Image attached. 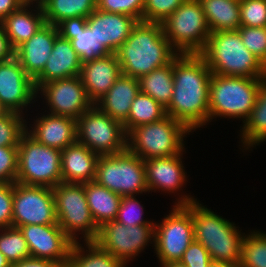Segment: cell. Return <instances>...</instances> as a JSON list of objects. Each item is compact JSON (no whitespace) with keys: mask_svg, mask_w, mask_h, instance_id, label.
<instances>
[{"mask_svg":"<svg viewBox=\"0 0 266 267\" xmlns=\"http://www.w3.org/2000/svg\"><path fill=\"white\" fill-rule=\"evenodd\" d=\"M180 261L188 267H209L212 259L204 246L194 240L185 250Z\"/></svg>","mask_w":266,"mask_h":267,"instance_id":"f6af8a7d","label":"cell"},{"mask_svg":"<svg viewBox=\"0 0 266 267\" xmlns=\"http://www.w3.org/2000/svg\"><path fill=\"white\" fill-rule=\"evenodd\" d=\"M33 130L26 132L36 141L63 150L77 141L76 120L67 116L47 114L34 123Z\"/></svg>","mask_w":266,"mask_h":267,"instance_id":"7402d4cb","label":"cell"},{"mask_svg":"<svg viewBox=\"0 0 266 267\" xmlns=\"http://www.w3.org/2000/svg\"><path fill=\"white\" fill-rule=\"evenodd\" d=\"M11 267H63L60 263L48 260L29 257L20 262L14 263Z\"/></svg>","mask_w":266,"mask_h":267,"instance_id":"bcb514c9","label":"cell"},{"mask_svg":"<svg viewBox=\"0 0 266 267\" xmlns=\"http://www.w3.org/2000/svg\"><path fill=\"white\" fill-rule=\"evenodd\" d=\"M31 4L24 3L0 23L14 49L29 40L46 23L40 3H36V13L28 10Z\"/></svg>","mask_w":266,"mask_h":267,"instance_id":"484cf974","label":"cell"},{"mask_svg":"<svg viewBox=\"0 0 266 267\" xmlns=\"http://www.w3.org/2000/svg\"><path fill=\"white\" fill-rule=\"evenodd\" d=\"M240 26L266 27V0H240Z\"/></svg>","mask_w":266,"mask_h":267,"instance_id":"ab89813d","label":"cell"},{"mask_svg":"<svg viewBox=\"0 0 266 267\" xmlns=\"http://www.w3.org/2000/svg\"><path fill=\"white\" fill-rule=\"evenodd\" d=\"M211 70L200 54H178L173 59V95L168 116L190 132L209 121Z\"/></svg>","mask_w":266,"mask_h":267,"instance_id":"6da1fadb","label":"cell"},{"mask_svg":"<svg viewBox=\"0 0 266 267\" xmlns=\"http://www.w3.org/2000/svg\"><path fill=\"white\" fill-rule=\"evenodd\" d=\"M85 243L88 249L86 252L79 242L72 243L66 267H125L122 261L102 249L95 241Z\"/></svg>","mask_w":266,"mask_h":267,"instance_id":"1f68e13d","label":"cell"},{"mask_svg":"<svg viewBox=\"0 0 266 267\" xmlns=\"http://www.w3.org/2000/svg\"><path fill=\"white\" fill-rule=\"evenodd\" d=\"M15 56V49L12 47L3 27L0 25V62L6 61Z\"/></svg>","mask_w":266,"mask_h":267,"instance_id":"7dc6e473","label":"cell"},{"mask_svg":"<svg viewBox=\"0 0 266 267\" xmlns=\"http://www.w3.org/2000/svg\"><path fill=\"white\" fill-rule=\"evenodd\" d=\"M37 93L34 80L15 56L0 62V100L8 111L23 114L22 109L32 103Z\"/></svg>","mask_w":266,"mask_h":267,"instance_id":"ac0fdd59","label":"cell"},{"mask_svg":"<svg viewBox=\"0 0 266 267\" xmlns=\"http://www.w3.org/2000/svg\"><path fill=\"white\" fill-rule=\"evenodd\" d=\"M185 0H144L143 22L162 23Z\"/></svg>","mask_w":266,"mask_h":267,"instance_id":"60d3db41","label":"cell"},{"mask_svg":"<svg viewBox=\"0 0 266 267\" xmlns=\"http://www.w3.org/2000/svg\"><path fill=\"white\" fill-rule=\"evenodd\" d=\"M87 27L97 39V58L116 53L138 21L117 13L94 10L86 19Z\"/></svg>","mask_w":266,"mask_h":267,"instance_id":"e0dca14e","label":"cell"},{"mask_svg":"<svg viewBox=\"0 0 266 267\" xmlns=\"http://www.w3.org/2000/svg\"><path fill=\"white\" fill-rule=\"evenodd\" d=\"M77 141L98 155H110L127 149L123 124L100 111L96 105L76 119Z\"/></svg>","mask_w":266,"mask_h":267,"instance_id":"7c38bea8","label":"cell"},{"mask_svg":"<svg viewBox=\"0 0 266 267\" xmlns=\"http://www.w3.org/2000/svg\"><path fill=\"white\" fill-rule=\"evenodd\" d=\"M57 223L73 241H78L76 232H82L84 242L95 241L99 233L87 204L84 183L61 182L52 188Z\"/></svg>","mask_w":266,"mask_h":267,"instance_id":"8fae6325","label":"cell"},{"mask_svg":"<svg viewBox=\"0 0 266 267\" xmlns=\"http://www.w3.org/2000/svg\"><path fill=\"white\" fill-rule=\"evenodd\" d=\"M39 91L43 93L50 112L54 115L76 120L94 106L79 75L47 82L37 90Z\"/></svg>","mask_w":266,"mask_h":267,"instance_id":"9a60e30c","label":"cell"},{"mask_svg":"<svg viewBox=\"0 0 266 267\" xmlns=\"http://www.w3.org/2000/svg\"><path fill=\"white\" fill-rule=\"evenodd\" d=\"M0 267H11L10 262L1 252H0Z\"/></svg>","mask_w":266,"mask_h":267,"instance_id":"816d5d0a","label":"cell"},{"mask_svg":"<svg viewBox=\"0 0 266 267\" xmlns=\"http://www.w3.org/2000/svg\"><path fill=\"white\" fill-rule=\"evenodd\" d=\"M84 190L91 215L100 228L104 223L116 220L121 196L98 184L95 180L84 183Z\"/></svg>","mask_w":266,"mask_h":267,"instance_id":"83f0119b","label":"cell"},{"mask_svg":"<svg viewBox=\"0 0 266 267\" xmlns=\"http://www.w3.org/2000/svg\"><path fill=\"white\" fill-rule=\"evenodd\" d=\"M22 232L31 257L48 259L67 266L73 241L58 224H31L18 227Z\"/></svg>","mask_w":266,"mask_h":267,"instance_id":"2e32d148","label":"cell"},{"mask_svg":"<svg viewBox=\"0 0 266 267\" xmlns=\"http://www.w3.org/2000/svg\"><path fill=\"white\" fill-rule=\"evenodd\" d=\"M96 9L129 15L140 22L143 21L144 0H97Z\"/></svg>","mask_w":266,"mask_h":267,"instance_id":"b9f144b4","label":"cell"},{"mask_svg":"<svg viewBox=\"0 0 266 267\" xmlns=\"http://www.w3.org/2000/svg\"><path fill=\"white\" fill-rule=\"evenodd\" d=\"M194 198L184 195L175 203L171 213L154 228V249L161 266L180 261L185 250L194 241L192 202Z\"/></svg>","mask_w":266,"mask_h":267,"instance_id":"52a82bcc","label":"cell"},{"mask_svg":"<svg viewBox=\"0 0 266 267\" xmlns=\"http://www.w3.org/2000/svg\"><path fill=\"white\" fill-rule=\"evenodd\" d=\"M162 267H188V266L183 264L181 261H174V262L166 263Z\"/></svg>","mask_w":266,"mask_h":267,"instance_id":"f907efd6","label":"cell"},{"mask_svg":"<svg viewBox=\"0 0 266 267\" xmlns=\"http://www.w3.org/2000/svg\"><path fill=\"white\" fill-rule=\"evenodd\" d=\"M45 22L58 26L85 20L97 7V0H42Z\"/></svg>","mask_w":266,"mask_h":267,"instance_id":"4316f807","label":"cell"},{"mask_svg":"<svg viewBox=\"0 0 266 267\" xmlns=\"http://www.w3.org/2000/svg\"><path fill=\"white\" fill-rule=\"evenodd\" d=\"M242 128L244 148L249 149L266 140V78L261 82L256 103Z\"/></svg>","mask_w":266,"mask_h":267,"instance_id":"d6a6232c","label":"cell"},{"mask_svg":"<svg viewBox=\"0 0 266 267\" xmlns=\"http://www.w3.org/2000/svg\"><path fill=\"white\" fill-rule=\"evenodd\" d=\"M139 81L137 78L122 74L94 105L112 119L121 122L127 120L131 104L139 93Z\"/></svg>","mask_w":266,"mask_h":267,"instance_id":"d4e9b609","label":"cell"},{"mask_svg":"<svg viewBox=\"0 0 266 267\" xmlns=\"http://www.w3.org/2000/svg\"><path fill=\"white\" fill-rule=\"evenodd\" d=\"M0 252L7 258L10 264H14L31 257L27 242L16 227L0 229Z\"/></svg>","mask_w":266,"mask_h":267,"instance_id":"d590c367","label":"cell"},{"mask_svg":"<svg viewBox=\"0 0 266 267\" xmlns=\"http://www.w3.org/2000/svg\"><path fill=\"white\" fill-rule=\"evenodd\" d=\"M58 35L57 26L45 23L36 34L15 49V57L33 80L43 71Z\"/></svg>","mask_w":266,"mask_h":267,"instance_id":"d6986e66","label":"cell"},{"mask_svg":"<svg viewBox=\"0 0 266 267\" xmlns=\"http://www.w3.org/2000/svg\"><path fill=\"white\" fill-rule=\"evenodd\" d=\"M99 155L76 141L61 151L62 182L83 184L94 181Z\"/></svg>","mask_w":266,"mask_h":267,"instance_id":"cb8c5ba5","label":"cell"},{"mask_svg":"<svg viewBox=\"0 0 266 267\" xmlns=\"http://www.w3.org/2000/svg\"><path fill=\"white\" fill-rule=\"evenodd\" d=\"M95 181L122 196L149 192L144 160L128 149L110 155H99Z\"/></svg>","mask_w":266,"mask_h":267,"instance_id":"30bf717a","label":"cell"},{"mask_svg":"<svg viewBox=\"0 0 266 267\" xmlns=\"http://www.w3.org/2000/svg\"><path fill=\"white\" fill-rule=\"evenodd\" d=\"M200 55L212 74L266 78V66L246 49L238 30L210 32Z\"/></svg>","mask_w":266,"mask_h":267,"instance_id":"3957f363","label":"cell"},{"mask_svg":"<svg viewBox=\"0 0 266 267\" xmlns=\"http://www.w3.org/2000/svg\"><path fill=\"white\" fill-rule=\"evenodd\" d=\"M210 32L238 30L240 0H199Z\"/></svg>","mask_w":266,"mask_h":267,"instance_id":"f1b7e54d","label":"cell"},{"mask_svg":"<svg viewBox=\"0 0 266 267\" xmlns=\"http://www.w3.org/2000/svg\"><path fill=\"white\" fill-rule=\"evenodd\" d=\"M14 183H0V229L12 227Z\"/></svg>","mask_w":266,"mask_h":267,"instance_id":"ee69618b","label":"cell"},{"mask_svg":"<svg viewBox=\"0 0 266 267\" xmlns=\"http://www.w3.org/2000/svg\"><path fill=\"white\" fill-rule=\"evenodd\" d=\"M57 27L59 34L71 42L81 63L97 58V39L85 20L61 23Z\"/></svg>","mask_w":266,"mask_h":267,"instance_id":"4dcf8cb0","label":"cell"},{"mask_svg":"<svg viewBox=\"0 0 266 267\" xmlns=\"http://www.w3.org/2000/svg\"><path fill=\"white\" fill-rule=\"evenodd\" d=\"M155 225L125 226L116 220L99 228L95 242L125 265L154 239ZM152 238V239H151Z\"/></svg>","mask_w":266,"mask_h":267,"instance_id":"5bb4252c","label":"cell"},{"mask_svg":"<svg viewBox=\"0 0 266 267\" xmlns=\"http://www.w3.org/2000/svg\"><path fill=\"white\" fill-rule=\"evenodd\" d=\"M7 112H9L4 105L2 104L1 100H0V115L6 114Z\"/></svg>","mask_w":266,"mask_h":267,"instance_id":"f5cc1de1","label":"cell"},{"mask_svg":"<svg viewBox=\"0 0 266 267\" xmlns=\"http://www.w3.org/2000/svg\"><path fill=\"white\" fill-rule=\"evenodd\" d=\"M190 131L170 116L137 126L127 134V149L142 160L184 152L183 137Z\"/></svg>","mask_w":266,"mask_h":267,"instance_id":"8992f818","label":"cell"},{"mask_svg":"<svg viewBox=\"0 0 266 267\" xmlns=\"http://www.w3.org/2000/svg\"><path fill=\"white\" fill-rule=\"evenodd\" d=\"M16 182L51 188L61 183V150L43 145L25 131L18 145Z\"/></svg>","mask_w":266,"mask_h":267,"instance_id":"ba28073f","label":"cell"},{"mask_svg":"<svg viewBox=\"0 0 266 267\" xmlns=\"http://www.w3.org/2000/svg\"><path fill=\"white\" fill-rule=\"evenodd\" d=\"M166 116V108L151 96L139 91L131 104L128 118L123 123V127L128 134L137 126L157 122Z\"/></svg>","mask_w":266,"mask_h":267,"instance_id":"836d02e7","label":"cell"},{"mask_svg":"<svg viewBox=\"0 0 266 267\" xmlns=\"http://www.w3.org/2000/svg\"><path fill=\"white\" fill-rule=\"evenodd\" d=\"M122 75L116 53L82 63L79 77L88 97L95 104Z\"/></svg>","mask_w":266,"mask_h":267,"instance_id":"ffe728a7","label":"cell"},{"mask_svg":"<svg viewBox=\"0 0 266 267\" xmlns=\"http://www.w3.org/2000/svg\"><path fill=\"white\" fill-rule=\"evenodd\" d=\"M58 224L51 187L14 183L12 227Z\"/></svg>","mask_w":266,"mask_h":267,"instance_id":"4fadbf2b","label":"cell"},{"mask_svg":"<svg viewBox=\"0 0 266 267\" xmlns=\"http://www.w3.org/2000/svg\"><path fill=\"white\" fill-rule=\"evenodd\" d=\"M238 267H266V234L251 232L243 237Z\"/></svg>","mask_w":266,"mask_h":267,"instance_id":"e575fe53","label":"cell"},{"mask_svg":"<svg viewBox=\"0 0 266 267\" xmlns=\"http://www.w3.org/2000/svg\"><path fill=\"white\" fill-rule=\"evenodd\" d=\"M81 65L71 42L59 34L43 71L34 79L36 90L47 82L78 76Z\"/></svg>","mask_w":266,"mask_h":267,"instance_id":"44dd1931","label":"cell"},{"mask_svg":"<svg viewBox=\"0 0 266 267\" xmlns=\"http://www.w3.org/2000/svg\"><path fill=\"white\" fill-rule=\"evenodd\" d=\"M24 121L21 113L9 111L0 115V147L19 145L20 137L26 131Z\"/></svg>","mask_w":266,"mask_h":267,"instance_id":"8d00e7d4","label":"cell"},{"mask_svg":"<svg viewBox=\"0 0 266 267\" xmlns=\"http://www.w3.org/2000/svg\"><path fill=\"white\" fill-rule=\"evenodd\" d=\"M194 240L201 243L212 261L238 266L244 235L236 226L197 201L192 202Z\"/></svg>","mask_w":266,"mask_h":267,"instance_id":"277c9868","label":"cell"},{"mask_svg":"<svg viewBox=\"0 0 266 267\" xmlns=\"http://www.w3.org/2000/svg\"><path fill=\"white\" fill-rule=\"evenodd\" d=\"M209 267H238L233 264H228V263H221V262H214L212 261L209 265Z\"/></svg>","mask_w":266,"mask_h":267,"instance_id":"681fc988","label":"cell"},{"mask_svg":"<svg viewBox=\"0 0 266 267\" xmlns=\"http://www.w3.org/2000/svg\"><path fill=\"white\" fill-rule=\"evenodd\" d=\"M18 170V146L0 147V183H15Z\"/></svg>","mask_w":266,"mask_h":267,"instance_id":"7bdbcfd3","label":"cell"},{"mask_svg":"<svg viewBox=\"0 0 266 267\" xmlns=\"http://www.w3.org/2000/svg\"><path fill=\"white\" fill-rule=\"evenodd\" d=\"M243 45L266 66V27L238 28Z\"/></svg>","mask_w":266,"mask_h":267,"instance_id":"74e56055","label":"cell"},{"mask_svg":"<svg viewBox=\"0 0 266 267\" xmlns=\"http://www.w3.org/2000/svg\"><path fill=\"white\" fill-rule=\"evenodd\" d=\"M140 92L151 96L164 108H167L173 95V61L159 67L139 79Z\"/></svg>","mask_w":266,"mask_h":267,"instance_id":"f546056e","label":"cell"},{"mask_svg":"<svg viewBox=\"0 0 266 267\" xmlns=\"http://www.w3.org/2000/svg\"><path fill=\"white\" fill-rule=\"evenodd\" d=\"M24 3L26 0H0V23Z\"/></svg>","mask_w":266,"mask_h":267,"instance_id":"c3c4849f","label":"cell"},{"mask_svg":"<svg viewBox=\"0 0 266 267\" xmlns=\"http://www.w3.org/2000/svg\"><path fill=\"white\" fill-rule=\"evenodd\" d=\"M263 79L212 74L209 86V121L215 117L248 119Z\"/></svg>","mask_w":266,"mask_h":267,"instance_id":"5b68a950","label":"cell"},{"mask_svg":"<svg viewBox=\"0 0 266 267\" xmlns=\"http://www.w3.org/2000/svg\"><path fill=\"white\" fill-rule=\"evenodd\" d=\"M139 210V211H138ZM143 206L135 196H122L116 221L125 226L155 225L142 218Z\"/></svg>","mask_w":266,"mask_h":267,"instance_id":"f35d334b","label":"cell"},{"mask_svg":"<svg viewBox=\"0 0 266 267\" xmlns=\"http://www.w3.org/2000/svg\"><path fill=\"white\" fill-rule=\"evenodd\" d=\"M41 1H42V0H29L30 3H33V2H34V3H35V2H36V3H40Z\"/></svg>","mask_w":266,"mask_h":267,"instance_id":"db71d44e","label":"cell"},{"mask_svg":"<svg viewBox=\"0 0 266 267\" xmlns=\"http://www.w3.org/2000/svg\"><path fill=\"white\" fill-rule=\"evenodd\" d=\"M182 152L170 157L145 159L147 186L150 190L169 191L173 193L182 188L186 181L185 170L181 161Z\"/></svg>","mask_w":266,"mask_h":267,"instance_id":"603a6c76","label":"cell"},{"mask_svg":"<svg viewBox=\"0 0 266 267\" xmlns=\"http://www.w3.org/2000/svg\"><path fill=\"white\" fill-rule=\"evenodd\" d=\"M161 25L165 37L178 54H200L210 36L199 0H185Z\"/></svg>","mask_w":266,"mask_h":267,"instance_id":"9c48e42d","label":"cell"},{"mask_svg":"<svg viewBox=\"0 0 266 267\" xmlns=\"http://www.w3.org/2000/svg\"><path fill=\"white\" fill-rule=\"evenodd\" d=\"M116 55L122 74L139 79L171 63L178 53L165 37L161 23L140 21Z\"/></svg>","mask_w":266,"mask_h":267,"instance_id":"7a4b0ae2","label":"cell"}]
</instances>
